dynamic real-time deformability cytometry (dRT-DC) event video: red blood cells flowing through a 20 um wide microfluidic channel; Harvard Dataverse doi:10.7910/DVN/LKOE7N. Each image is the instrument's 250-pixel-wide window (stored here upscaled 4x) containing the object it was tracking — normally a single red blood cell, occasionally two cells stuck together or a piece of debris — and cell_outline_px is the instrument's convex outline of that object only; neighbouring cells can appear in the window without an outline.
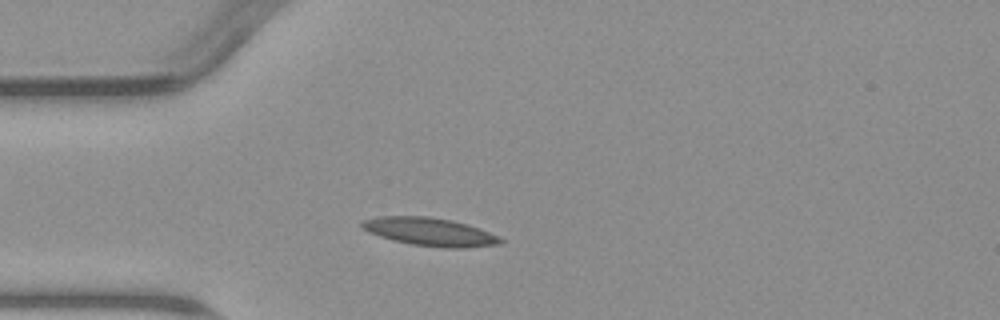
{"species": "common noctule bat (a hibernating species)", "species_latin": "Nyctalus noctula", "temperature_condition": "warm", "stored_images_in_passage": 3, "camera_frame_rate_fps": 3000, "um_per_image_px": 0.085, "animal": {"sex": "male", "body_mass_g": 23.1, "forearm_length_mm": 52.7}, "frame": {"image": 1, "passage_image": 2, "time_ms": 1.333, "image_size_px": [1000, 320], "cell_outline_px": [[504, 244], [464, 248], [444, 248], [412, 244], [392, 240], [368, 232], [360, 228], [360, 224], [364, 220], [380, 216], [428, 216], [452, 220], [468, 224], [488, 232], [504, 240]], "centroid_in_image_um": [36.54, 19.71], "position_along_channel_um": 48.5, "area_um2": 22.77}}